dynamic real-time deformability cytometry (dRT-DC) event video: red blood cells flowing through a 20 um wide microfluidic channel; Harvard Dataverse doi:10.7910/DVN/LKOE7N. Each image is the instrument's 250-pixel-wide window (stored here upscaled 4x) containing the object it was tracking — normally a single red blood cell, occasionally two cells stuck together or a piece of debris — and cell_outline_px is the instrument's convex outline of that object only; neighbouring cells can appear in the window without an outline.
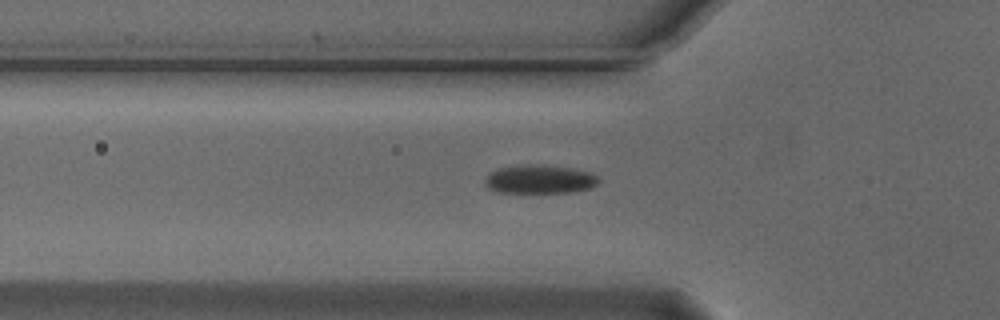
{"species": "Egyptian fruit bat (a non-hibernating species)", "species_latin": "Rousettus aegyptiacus", "temperature_condition": "cold", "stored_images_in_passage": 45, "camera_frame_rate_fps": 3000, "um_per_image_px": 0.085, "animal": {"sex": "male"}, "frame": {"image": 1, "passage_image": 15, "time_ms": 4.667, "image_size_px": [1000, 320], "cell_outline_px": [[600, 180], [592, 188], [572, 192], [500, 192], [488, 188], [484, 184], [484, 180], [488, 172], [500, 168], [520, 164], [544, 164], [572, 168], [588, 172], [596, 176]], "centroid_in_image_um": [45.84, 15.22], "position_along_channel_um": 80.0, "area_um2": 19.13}}
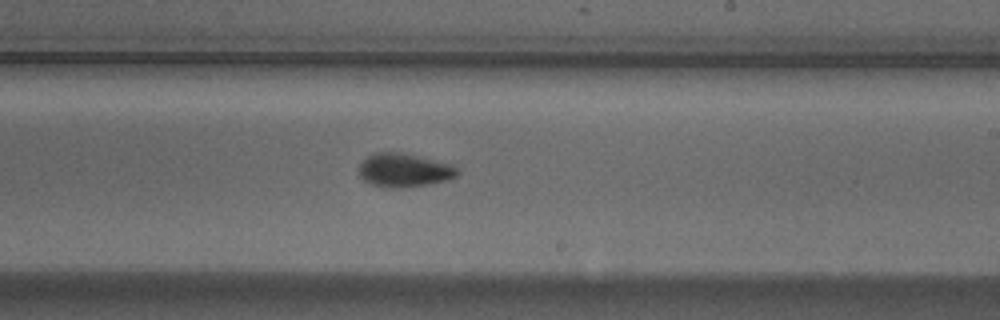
{"frame": {"image": 2, "passage_image": 29, "time_ms": 9.333, "image_size_px": [1000, 320], "cell_outline_px": [[460, 172], [456, 176], [448, 180], [428, 184], [400, 188], [384, 188], [372, 184], [364, 180], [360, 176], [360, 164], [368, 156], [376, 152], [400, 152], [452, 164]], "centroid_in_image_um": [34.36, 14.47], "position_along_channel_um": 254.6, "area_um2": 19.19}}
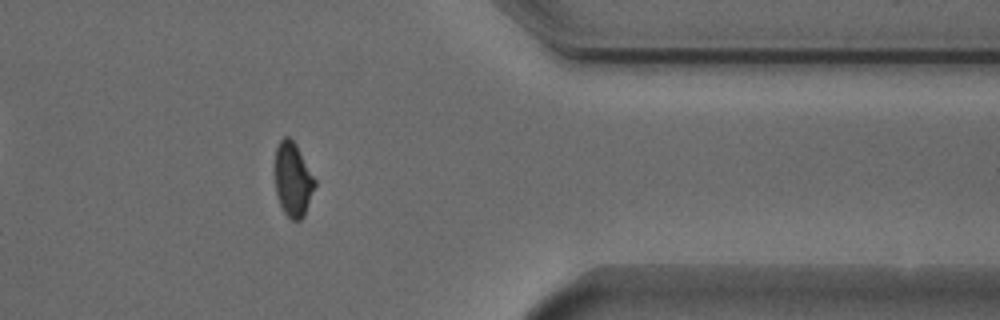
{"frame": {"image": 3, "passage_image": 41, "time_ms": 13.333, "image_size_px": [1000, 320], "cell_outline_px": [[316, 184], [304, 216], [300, 220], [292, 220], [284, 212], [280, 204], [276, 192], [276, 148], [280, 140], [284, 136], [288, 136], [296, 144], [316, 180]], "centroid_in_image_um": [24.91, 15.26], "position_along_channel_um": 386.5, "area_um2": 16.99}, "authors_computed_cell_mechanics": {"area_um2": 18.7272, "velocity_mm_per_s": 3.7386, "shape_relaxation_time_tau1_ms": 2.205, "shape_relaxation_time_tau2_ms": null, "deformation_change_tau1": 0.0861, "deformation_change_tau2": null}}